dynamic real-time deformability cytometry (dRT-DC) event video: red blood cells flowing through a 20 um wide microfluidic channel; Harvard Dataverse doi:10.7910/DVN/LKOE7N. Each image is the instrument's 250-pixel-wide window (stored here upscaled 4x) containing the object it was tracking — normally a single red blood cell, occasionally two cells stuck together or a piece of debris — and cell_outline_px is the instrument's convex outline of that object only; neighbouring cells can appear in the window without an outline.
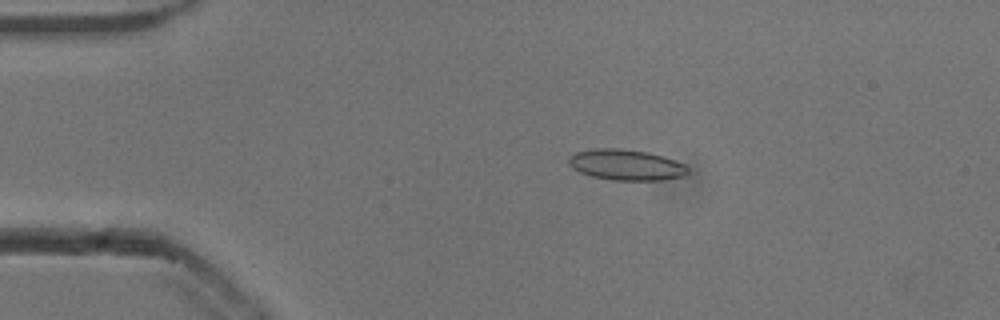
{"species": "common noctule bat (a hibernating species)", "species_latin": "Nyctalus noctula", "temperature_condition": "cold", "stored_images_in_passage": 54, "camera_frame_rate_fps": 3000, "um_per_image_px": 0.085, "animal": {"sex": "male", "body_mass_g": 13.3}, "frame": {"image": 1, "passage_image": 11, "time_ms": 3.333, "image_size_px": [1000, 320], "cell_outline_px": [[688, 172], [684, 176], [664, 180], [612, 180], [592, 176], [580, 172], [572, 168], [568, 164], [568, 156], [576, 152], [592, 148], [620, 148], [648, 152], [664, 156], [684, 164], [688, 168]], "centroid_in_image_um": [53.2, 14.0], "position_along_channel_um": 31.8, "area_um2": 21.56}}
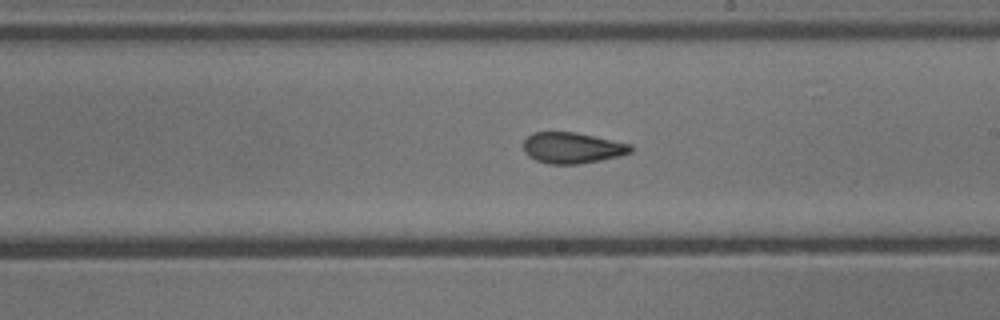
{"frame": {"image": 2, "passage_image": 31, "time_ms": 10.0, "image_size_px": [1000, 320], "cell_outline_px": [[632, 152], [620, 156], [600, 160], [576, 164], [548, 164], [536, 160], [528, 156], [524, 152], [524, 140], [532, 132], [572, 132], [632, 144]], "centroid_in_image_um": [48.63, 12.57], "position_along_channel_um": 240.4, "area_um2": 19.25}}
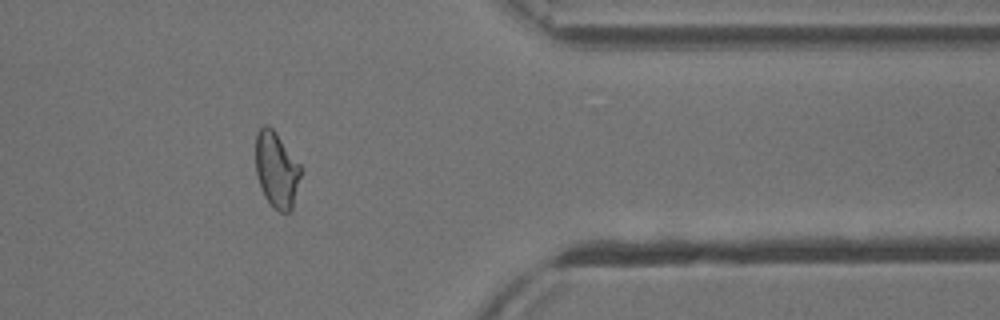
{"frame": {"image": 3, "passage_image": 44, "time_ms": 14.333, "image_size_px": [1000, 320], "cell_outline_px": [[300, 176], [292, 208], [288, 212], [280, 212], [264, 196], [256, 176], [256, 132], [264, 124], [268, 124], [272, 128], [300, 164]], "centroid_in_image_um": [23.48, 14.4], "position_along_channel_um": 387.9, "area_um2": 19.59}, "authors_computed_cell_mechanics": {"area_um2": 20.3167, "velocity_mm_per_s": 3.8494, "shape_relaxation_time_tau1_ms": 8.7438, "shape_relaxation_time_tau2_ms": 2.0514, "deformation_change_tau1": 0.1732, "deformation_change_tau2": 0.0884}}